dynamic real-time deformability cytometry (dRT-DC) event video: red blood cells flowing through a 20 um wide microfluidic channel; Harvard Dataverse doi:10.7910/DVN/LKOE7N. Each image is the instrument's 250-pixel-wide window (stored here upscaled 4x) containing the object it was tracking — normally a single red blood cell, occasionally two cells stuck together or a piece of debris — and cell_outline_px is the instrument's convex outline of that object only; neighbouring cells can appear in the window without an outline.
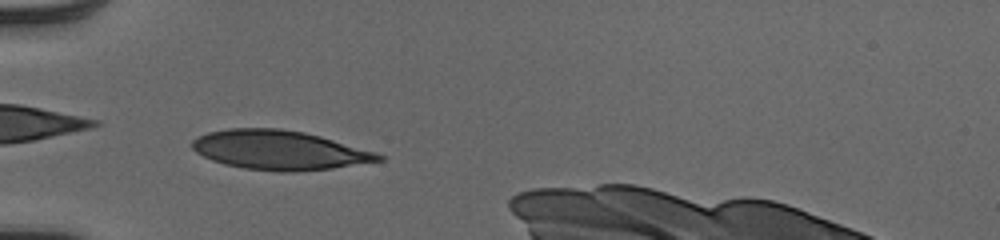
{"species": "human", "species_latin": "Homo sapiens", "temperature_condition": "cold", "stored_images_in_passage": 48, "camera_frame_rate_fps": 3000, "um_per_image_px": 0.085, "donor": {"sex": "male"}, "frame": {"image": 1, "passage_image": 17, "time_ms": 5.333, "image_size_px": [1000, 240], "cell_outline_px": [[384, 160], [332, 168], [288, 172], [280, 172], [244, 168], [224, 164], [212, 160], [196, 152], [192, 148], [192, 140], [196, 136], [208, 132], [228, 128], [280, 128], [304, 132], [320, 136], [376, 152], [384, 156]], "centroid_in_image_um": [23.71, 12.75], "position_along_channel_um": 61.3, "area_um2": 42.54}}
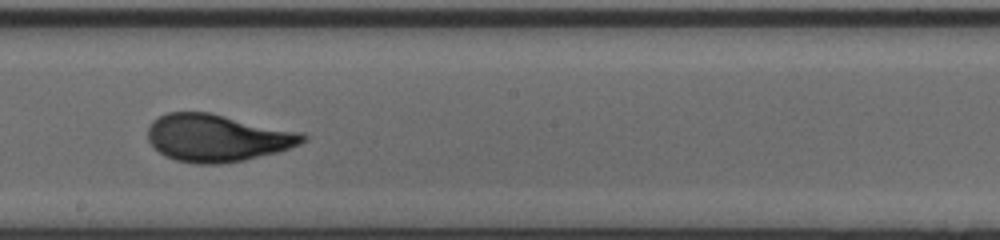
{"frame": {"image": 2, "passage_image": 30, "time_ms": 9.667, "image_size_px": [1000, 240], "cell_outline_px": [[308, 140], [300, 144], [276, 152], [244, 160], [220, 164], [196, 164], [176, 160], [164, 156], [148, 140], [148, 128], [152, 120], [168, 112], [208, 112], [304, 132], [308, 136]], "centroid_in_image_um": [18.49, 11.72], "position_along_channel_um": 229.7, "area_um2": 42.83}}
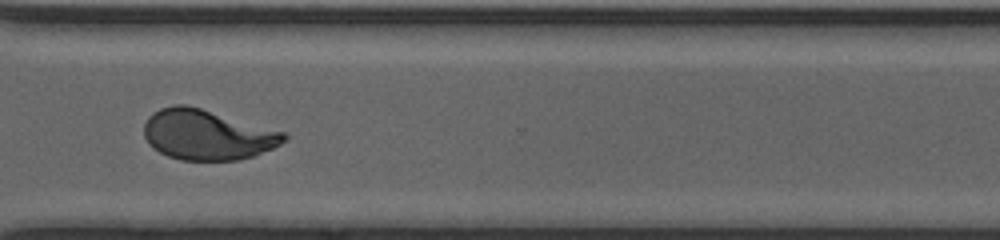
{"frame": {"image": 3, "passage_image": 39, "time_ms": 12.667, "image_size_px": [1000, 240], "cell_outline_px": [[288, 136], [280, 144], [272, 148], [252, 156], [240, 160], [180, 160], [168, 156], [160, 152], [148, 144], [144, 136], [144, 124], [148, 116], [152, 112], [160, 108], [172, 104], [184, 104], [200, 108], [284, 132]], "centroid_in_image_um": [17.56, 11.45], "position_along_channel_um": 353.0, "area_um2": 40.75}, "authors_computed_cell_mechanics": {"area_um2": 40.5467, "velocity_mm_per_s": 4.0889, "shape_relaxation_time_tau1_ms": 4.1596, "shape_relaxation_time_tau2_ms": null, "deformation_change_tau1": 0.1972, "deformation_change_tau2": null}}